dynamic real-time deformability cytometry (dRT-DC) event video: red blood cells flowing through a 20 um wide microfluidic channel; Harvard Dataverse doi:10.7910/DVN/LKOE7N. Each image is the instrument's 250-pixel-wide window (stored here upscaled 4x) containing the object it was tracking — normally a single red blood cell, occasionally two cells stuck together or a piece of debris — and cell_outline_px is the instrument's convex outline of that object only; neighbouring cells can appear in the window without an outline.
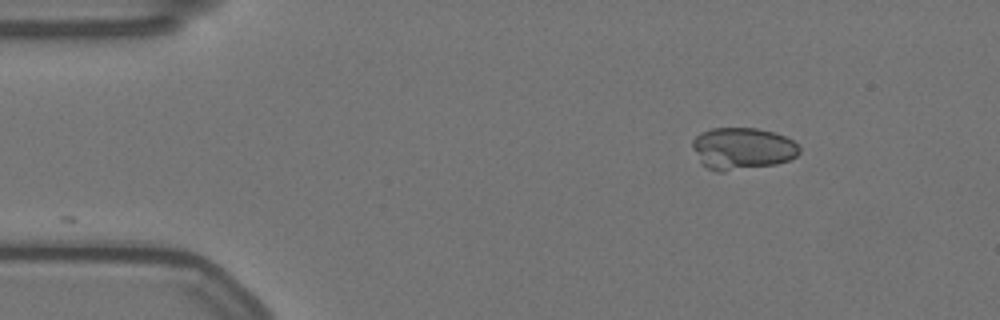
{"species": "Egyptian fruit bat (a non-hibernating species)", "species_latin": "Rousettus aegyptiacus", "temperature_condition": "warm", "stored_images_in_passage": 50, "camera_frame_rate_fps": 3000, "um_per_image_px": 0.085, "animal": {"sex": "female"}, "frame": {"image": 1, "passage_image": 1, "time_ms": 0.0, "image_size_px": [1000, 320], "cell_outline_px": [[800, 152], [796, 156], [788, 160], [776, 164], [724, 172], [716, 172], [700, 164], [692, 148], [692, 140], [700, 132], [712, 128], [756, 128], [772, 132], [784, 136], [792, 140], [800, 148]], "centroid_in_image_um": [63.05, 12.64], "position_along_channel_um": 21.9, "area_um2": 26.36}}
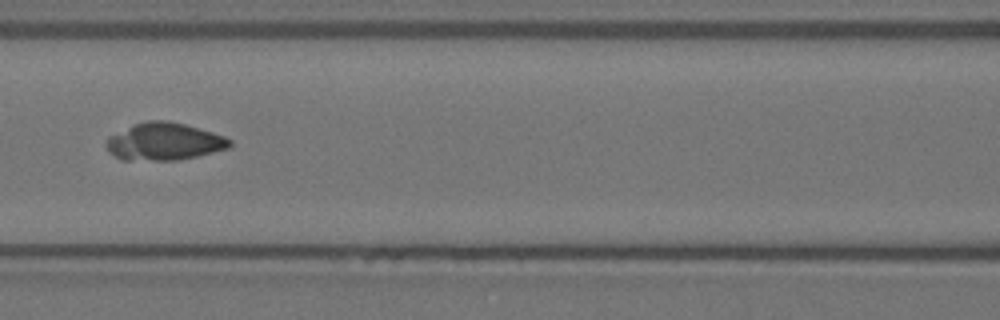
{"frame": {"image": 2, "passage_image": 18, "time_ms": 5.667, "image_size_px": [1000, 320], "cell_outline_px": [[232, 144], [228, 148], [196, 156], [176, 160], [124, 160], [116, 156], [108, 148], [108, 136], [132, 124], [148, 120], [168, 120], [184, 124], [212, 132], [224, 136], [232, 140]], "centroid_in_image_um": [13.97, 12.02], "position_along_channel_um": 152.6, "area_um2": 26.65}}
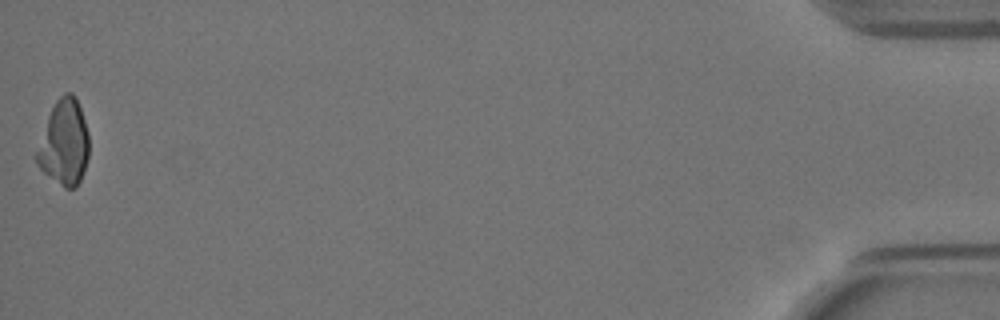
{"frame": {"image": 3, "passage_image": 50, "time_ms": 16.333, "image_size_px": [1000, 320], "cell_outline_px": [[88, 160], [84, 172], [76, 188], [64, 188], [44, 172], [36, 164], [36, 152], [48, 116], [56, 100], [64, 92], [72, 92], [76, 96], [88, 132]], "centroid_in_image_um": [5.46, 12.14], "position_along_channel_um": 429.7, "area_um2": 25.89}}